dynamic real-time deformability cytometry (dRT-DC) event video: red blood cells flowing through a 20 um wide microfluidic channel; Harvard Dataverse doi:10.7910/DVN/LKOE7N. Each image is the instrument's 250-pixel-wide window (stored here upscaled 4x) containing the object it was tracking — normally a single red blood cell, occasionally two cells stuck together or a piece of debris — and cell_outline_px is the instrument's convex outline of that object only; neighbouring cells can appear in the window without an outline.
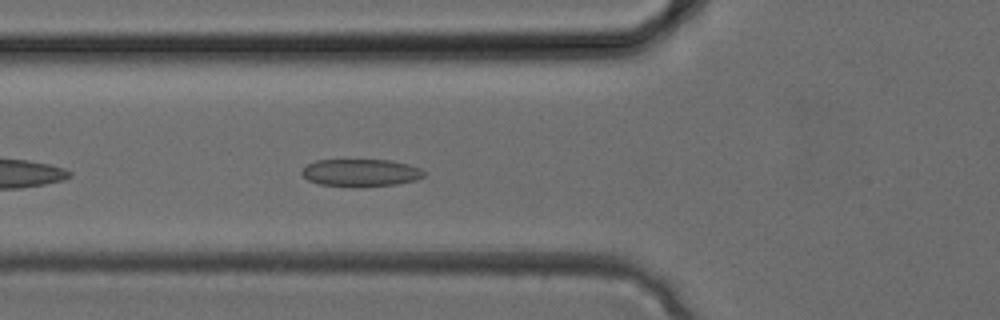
{"species": "common noctule bat (a hibernating species)", "species_latin": "Nyctalus noctula", "temperature_condition": "cold", "stored_images_in_passage": 33, "camera_frame_rate_fps": 3000, "um_per_image_px": 0.085, "animal": {"sex": "female", "body_mass_g": 24.6, "forearm_length_mm": 56.2}, "frame": {"image": 1, "passage_image": 12, "time_ms": 3.667, "image_size_px": [1000, 320], "cell_outline_px": [[424, 176], [416, 180], [396, 184], [360, 188], [352, 188], [320, 184], [308, 180], [300, 172], [308, 164], [316, 160], [388, 160], [408, 164], [420, 168], [424, 172]], "centroid_in_image_um": [30.65, 14.7], "position_along_channel_um": 95.1, "area_um2": 19.77}}
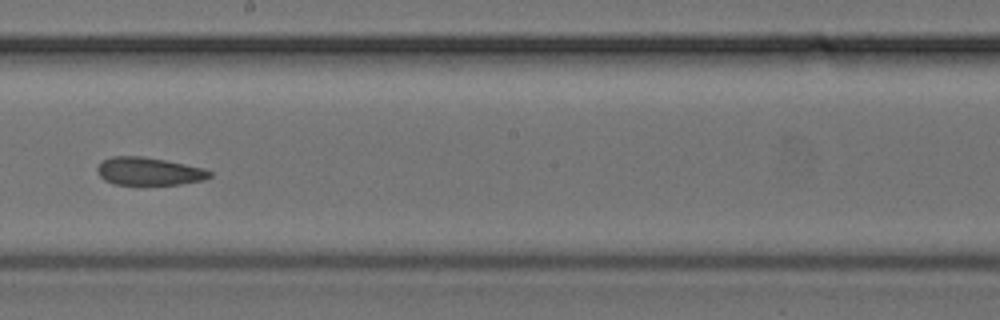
{"frame": {"image": 2, "passage_image": 19, "time_ms": 6.0, "image_size_px": [1000, 320], "cell_outline_px": [[212, 176], [204, 180], [180, 184], [112, 184], [104, 180], [100, 176], [96, 168], [104, 160], [112, 156], [144, 156], [204, 168], [212, 172]], "centroid_in_image_um": [12.67, 14.56], "position_along_channel_um": 235.5, "area_um2": 18.15}}
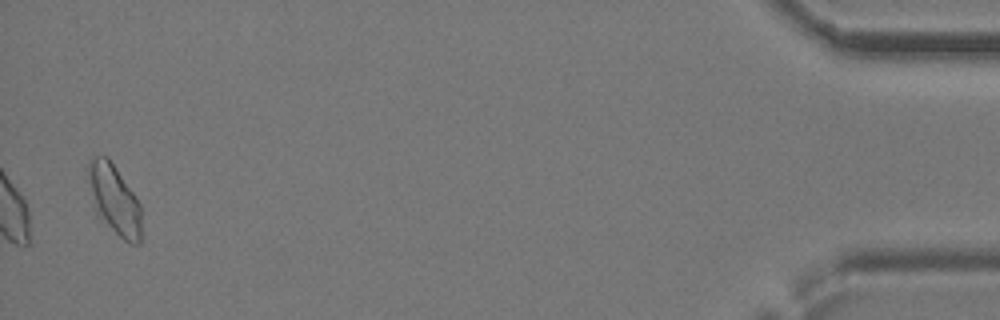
{"frame": {"image": 3, "passage_image": 33, "time_ms": 10.667, "image_size_px": [1000, 320], "cell_outline_px": [[140, 244], [128, 244], [96, 216], [88, 176], [88, 160], [96, 156], [108, 156], [140, 204]], "centroid_in_image_um": [9.71, 16.99], "position_along_channel_um": 425.5, "area_um2": 21.39}}